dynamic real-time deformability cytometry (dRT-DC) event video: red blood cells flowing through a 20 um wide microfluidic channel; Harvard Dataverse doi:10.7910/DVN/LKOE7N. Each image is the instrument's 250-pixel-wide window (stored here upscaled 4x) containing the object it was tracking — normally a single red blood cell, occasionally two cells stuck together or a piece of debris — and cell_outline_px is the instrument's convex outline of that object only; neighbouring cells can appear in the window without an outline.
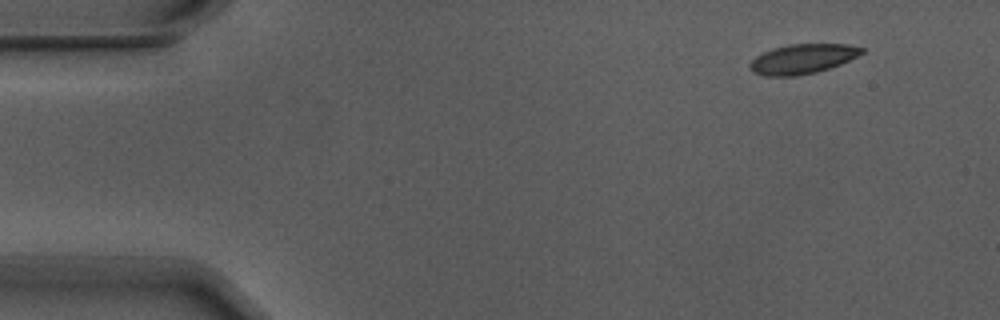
{"species": "Egyptian fruit bat (a non-hibernating species)", "species_latin": "Rousettus aegyptiacus", "temperature_condition": "warm", "stored_images_in_passage": 5, "camera_frame_rate_fps": 3000, "um_per_image_px": 0.085, "animal": {"sex": "male"}, "frame": {"image": 1, "passage_image": 2, "time_ms": 0.333, "image_size_px": [1000, 320], "cell_outline_px": [[864, 52], [840, 64], [816, 72], [796, 76], [764, 76], [752, 72], [748, 68], [748, 64], [756, 56], [772, 48], [788, 44], [848, 44], [864, 48]], "centroid_in_image_um": [68.16, 5.01], "position_along_channel_um": 16.8, "area_um2": 19.36}}
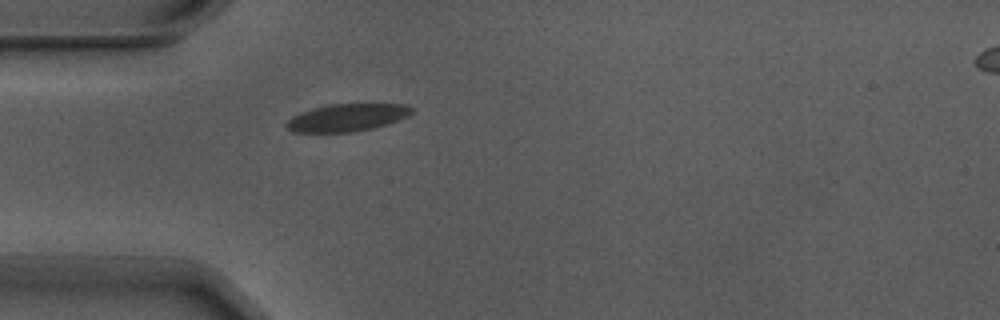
{"frame": {"image": 2, "passage_image": 5, "time_ms": 1.333, "image_size_px": [1000, 320], "cell_outline_px": [[412, 112], [408, 116], [388, 124], [356, 132], [292, 132], [284, 124], [292, 116], [300, 112], [312, 108], [332, 104], [408, 104], [412, 108]], "centroid_in_image_um": [29.49, 9.99], "position_along_channel_um": 55.5, "area_um2": 20.11}}